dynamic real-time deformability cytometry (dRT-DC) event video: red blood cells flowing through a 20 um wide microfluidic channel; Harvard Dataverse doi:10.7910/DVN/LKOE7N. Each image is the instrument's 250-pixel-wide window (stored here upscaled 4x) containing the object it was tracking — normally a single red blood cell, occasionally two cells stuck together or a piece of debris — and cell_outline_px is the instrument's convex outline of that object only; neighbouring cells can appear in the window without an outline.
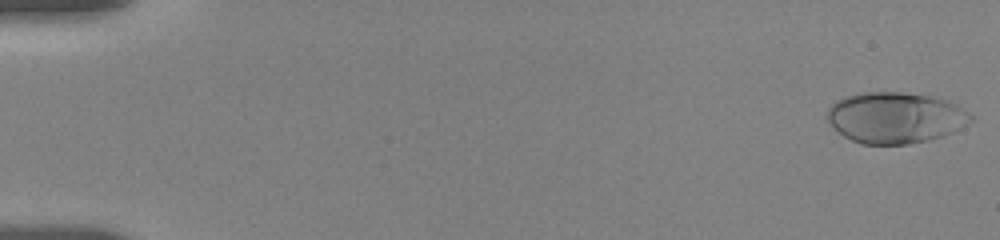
{"species": "human", "species_latin": "Homo sapiens", "temperature_condition": "room temperature", "stored_images_in_passage": 56, "camera_frame_rate_fps": 3000, "um_per_image_px": 0.085, "donor": {"sex": "female"}, "frame": {"image": 1, "passage_image": 1, "time_ms": 0.0, "image_size_px": [1000, 240], "cell_outline_px": [[972, 120], [968, 124], [944, 136], [928, 140], [908, 144], [860, 144], [844, 136], [824, 116], [828, 108], [836, 100], [844, 96], [864, 92], [900, 92], [928, 96], [948, 100], [968, 112], [972, 116]], "centroid_in_image_um": [76.08, 10.0], "position_along_channel_um": 8.9, "area_um2": 42.66}}
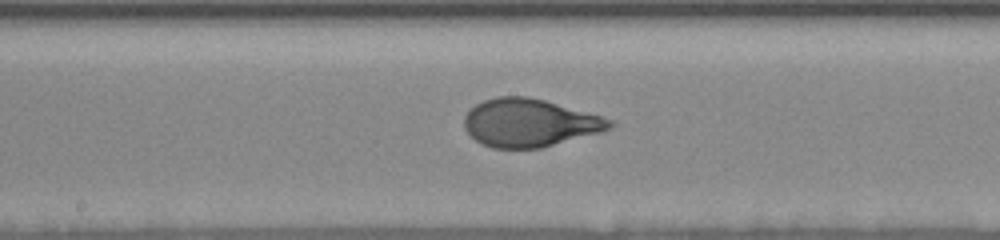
{"frame": {"image": 2, "passage_image": 30, "time_ms": 9.667, "image_size_px": [1000, 240], "cell_outline_px": [[616, 124], [612, 128], [600, 132], [540, 148], [492, 148], [480, 144], [464, 128], [464, 116], [476, 104], [484, 100], [496, 96], [528, 96], [544, 100], [600, 116], [612, 120]], "centroid_in_image_um": [44.99, 10.44], "position_along_channel_um": 203.2, "area_um2": 40.4}}
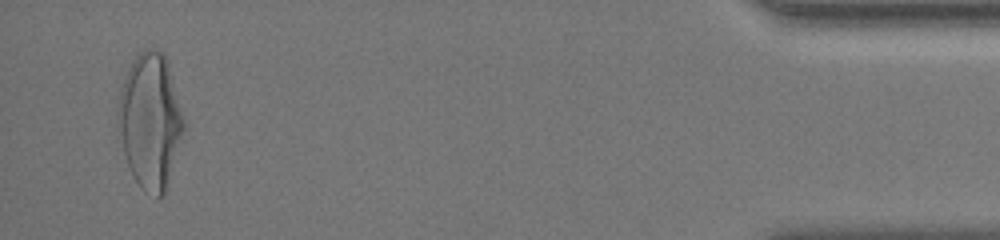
{"frame": {"image": 3, "passage_image": 54, "time_ms": 17.667, "image_size_px": [1000, 240], "cell_outline_px": [[184, 128], [164, 192], [160, 196], [156, 196], [144, 192], [136, 180], [128, 164], [124, 152], [116, 120], [120, 88], [128, 68], [136, 52], [144, 48], [152, 48], [160, 52], [168, 60], [184, 120]], "centroid_in_image_um": [12.74, 10.19], "position_along_channel_um": 422.5, "area_um2": 51.15}, "authors_computed_cell_mechanics": {"area_um2": 40.8068, "velocity_mm_per_s": 3.6087, "shape_relaxation_time_tau1_ms": 4.1719, "shape_relaxation_time_tau2_ms": null, "deformation_change_tau1": 0.1967, "deformation_change_tau2": null}}